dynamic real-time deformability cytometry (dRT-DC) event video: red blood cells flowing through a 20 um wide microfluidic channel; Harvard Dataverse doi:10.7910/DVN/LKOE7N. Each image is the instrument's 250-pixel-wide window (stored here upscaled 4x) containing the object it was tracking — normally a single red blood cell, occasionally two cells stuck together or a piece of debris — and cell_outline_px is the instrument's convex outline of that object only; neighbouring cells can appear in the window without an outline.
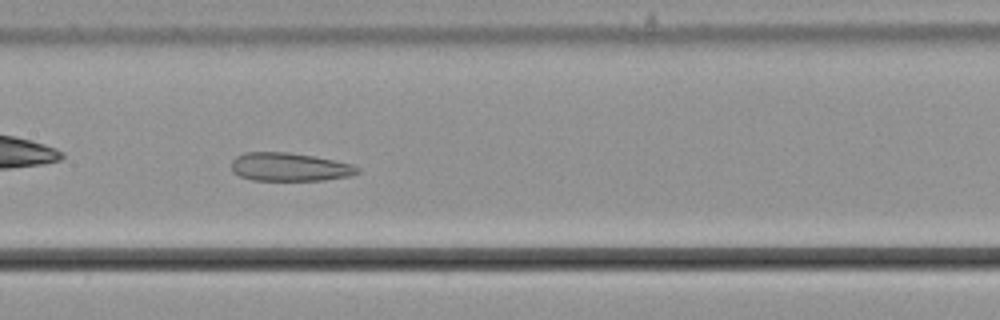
{"species": "common noctule bat (a hibernating species)", "species_latin": "Nyctalus noctula", "temperature_condition": "cold", "stored_images_in_passage": 39, "camera_frame_rate_fps": 3000, "um_per_image_px": 0.085, "animal": {"sex": "male", "body_mass_g": 21.5, "forearm_length_mm": 52.0}, "frame": {"image": 1, "passage_image": 10, "time_ms": 3.0, "image_size_px": [1000, 320], "cell_outline_px": [[360, 172], [352, 176], [324, 180], [252, 180], [240, 176], [232, 172], [232, 160], [236, 156], [244, 152], [288, 152], [312, 156], [352, 164], [360, 168]], "centroid_in_image_um": [24.61, 14.19], "position_along_channel_um": 182.8, "area_um2": 20.87}}
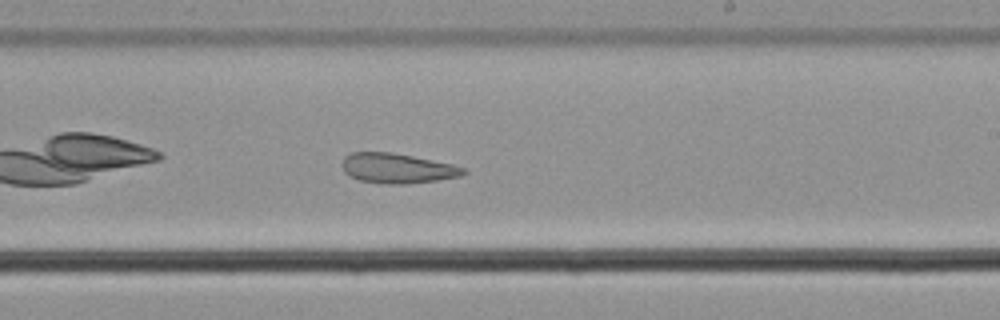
{"frame": {"image": 2, "passage_image": 16, "time_ms": 5.0, "image_size_px": [1000, 320], "cell_outline_px": [[468, 172], [460, 176], [436, 180], [404, 184], [384, 184], [360, 180], [348, 176], [344, 172], [344, 156], [352, 152], [388, 152], [412, 156], [452, 164], [464, 168]], "centroid_in_image_um": [33.76, 14.31], "position_along_channel_um": 255.2, "area_um2": 20.92}}
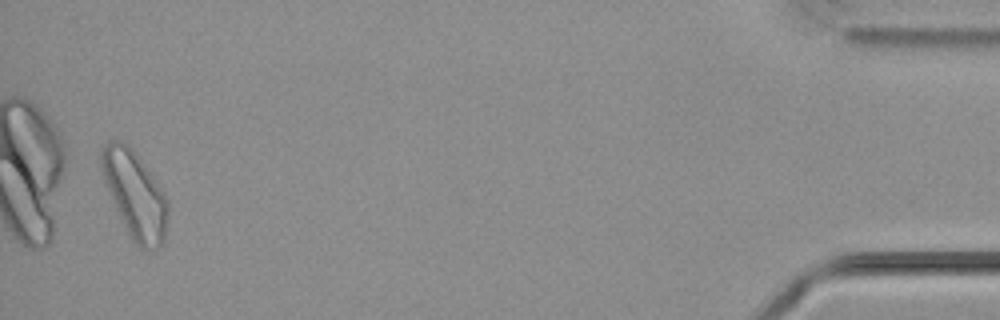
{"frame": {"image": 3, "passage_image": 37, "time_ms": 12.0, "image_size_px": [1000, 320], "cell_outline_px": [[168, 220], [164, 240], [156, 248], [144, 252], [128, 236], [112, 200], [104, 180], [100, 168], [100, 148], [108, 140], [120, 140], [128, 144], [136, 152], [156, 180], [164, 192], [168, 200]], "centroid_in_image_um": [11.46, 16.54], "position_along_channel_um": 423.7, "area_um2": 34.22}}